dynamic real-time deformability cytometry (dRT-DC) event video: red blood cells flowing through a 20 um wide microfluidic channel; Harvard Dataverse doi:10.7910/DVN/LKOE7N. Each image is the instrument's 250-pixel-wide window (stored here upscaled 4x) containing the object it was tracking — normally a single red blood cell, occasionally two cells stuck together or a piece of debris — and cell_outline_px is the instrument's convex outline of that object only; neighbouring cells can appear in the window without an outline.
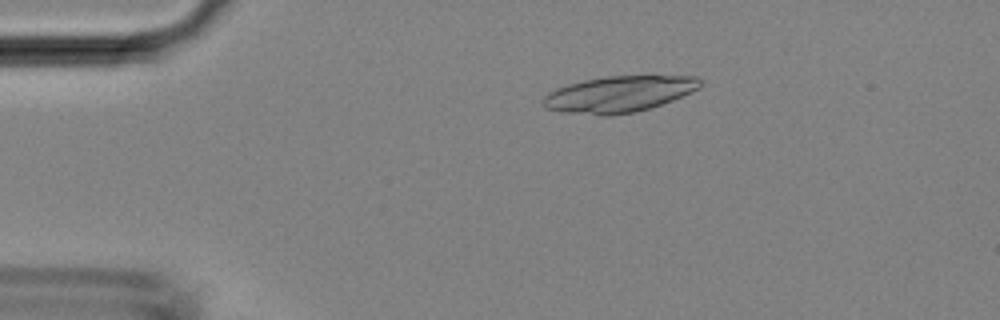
{"species": "Egyptian fruit bat (a non-hibernating species)", "species_latin": "Rousettus aegyptiacus", "temperature_condition": "room temperature", "stored_images_in_passage": 46, "camera_frame_rate_fps": 3000, "um_per_image_px": 0.085, "animal": {"sex": "female"}, "frame": {"image": 1, "passage_image": 9, "time_ms": 2.667, "image_size_px": [1000, 320], "cell_outline_px": [[704, 84], [700, 88], [672, 100], [636, 112], [608, 116], [604, 116], [560, 112], [544, 108], [540, 104], [540, 100], [548, 92], [556, 88], [568, 84], [584, 80], [604, 76], [696, 76]], "centroid_in_image_um": [52.54, 8.01], "position_along_channel_um": 32.5, "area_um2": 33.41}}
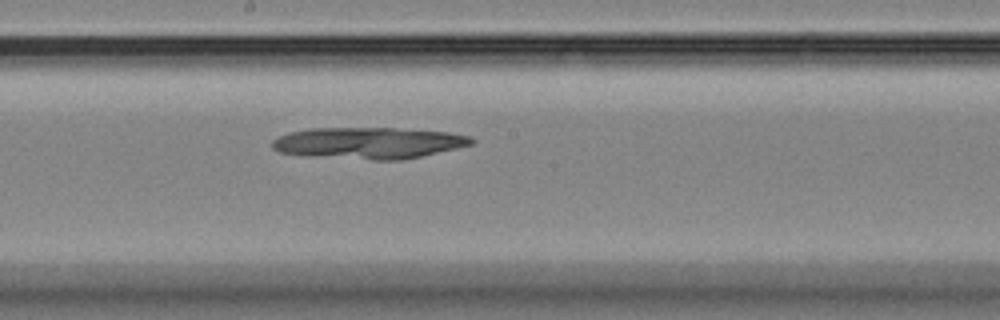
{"frame": {"image": 2, "passage_image": 25, "time_ms": 8.0, "image_size_px": [1000, 320], "cell_outline_px": [[476, 140], [472, 144], [456, 148], [420, 156], [400, 160], [372, 160], [300, 156], [280, 152], [272, 148], [272, 140], [276, 136], [288, 132], [308, 128], [396, 128], [448, 132], [472, 136]], "centroid_in_image_um": [31.26, 12.15], "position_along_channel_um": 216.9, "area_um2": 36.99}}
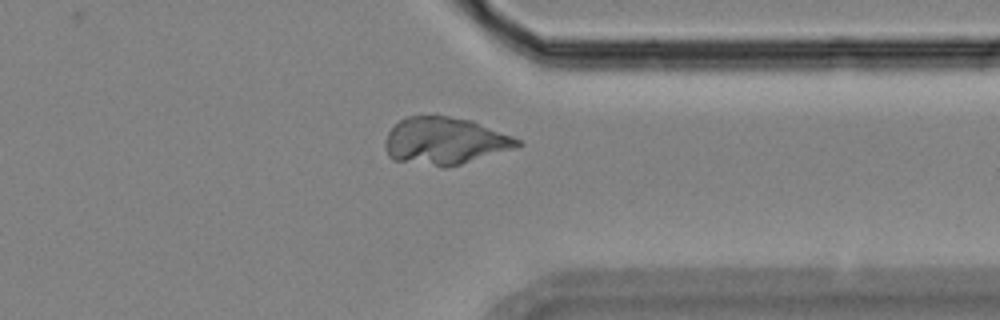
{"frame": {"image": 3, "passage_image": 36, "time_ms": 11.667, "image_size_px": [1000, 320], "cell_outline_px": [[524, 144], [520, 148], [460, 164], [444, 168], [440, 168], [392, 160], [388, 156], [384, 144], [384, 140], [388, 132], [400, 120], [408, 116], [448, 116], [472, 120], [512, 136], [520, 140]], "centroid_in_image_um": [37.83, 12.0], "position_along_channel_um": 373.6, "area_um2": 36.93}}